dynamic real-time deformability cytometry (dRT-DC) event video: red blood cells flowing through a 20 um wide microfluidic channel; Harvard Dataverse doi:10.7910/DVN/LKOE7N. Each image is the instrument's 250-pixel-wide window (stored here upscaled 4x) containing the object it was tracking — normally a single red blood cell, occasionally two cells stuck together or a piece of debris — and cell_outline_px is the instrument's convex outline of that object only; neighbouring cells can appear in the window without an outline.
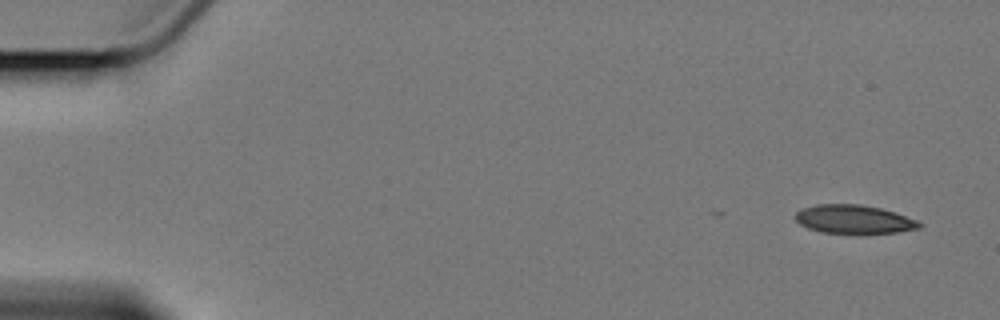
{"species": "Egyptian fruit bat (a non-hibernating species)", "species_latin": "Rousettus aegyptiacus", "temperature_condition": "cold", "stored_images_in_passage": 5, "camera_frame_rate_fps": 3000, "um_per_image_px": 0.085, "animal": {"sex": "female"}, "frame": {"image": 1, "passage_image": 1, "time_ms": 0.0, "image_size_px": [1000, 320], "cell_outline_px": [[920, 228], [900, 232], [856, 236], [824, 232], [808, 228], [800, 224], [796, 220], [796, 212], [804, 208], [816, 204], [860, 204], [880, 208], [896, 212], [916, 220], [920, 224]], "centroid_in_image_um": [72.61, 18.68], "position_along_channel_um": 12.4, "area_um2": 21.27}}
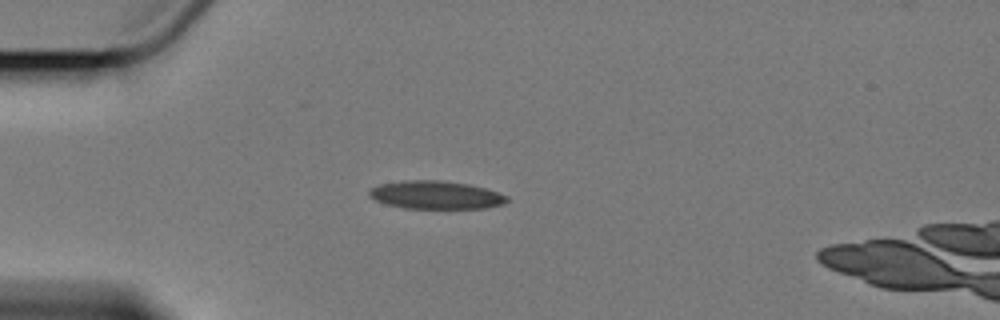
{"frame": {"image": 2, "passage_image": 4, "time_ms": 4.333, "image_size_px": [1000, 320], "cell_outline_px": [[508, 200], [504, 204], [484, 208], [404, 208], [388, 204], [376, 200], [368, 192], [372, 188], [380, 184], [404, 180], [440, 180], [468, 184], [484, 188], [508, 196]], "centroid_in_image_um": [37.07, 16.57], "position_along_channel_um": 47.9, "area_um2": 22.25}}